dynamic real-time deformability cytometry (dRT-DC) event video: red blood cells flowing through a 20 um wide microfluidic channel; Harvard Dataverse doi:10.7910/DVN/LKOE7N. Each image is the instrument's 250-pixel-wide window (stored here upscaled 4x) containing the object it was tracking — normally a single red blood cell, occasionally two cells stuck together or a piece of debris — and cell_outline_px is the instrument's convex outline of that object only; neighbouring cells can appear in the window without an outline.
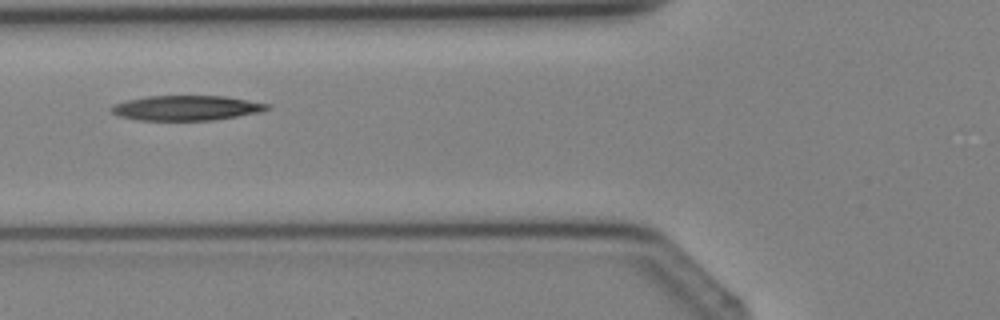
{"species": "Egyptian fruit bat (a non-hibernating species)", "species_latin": "Rousettus aegyptiacus", "temperature_condition": "cold", "stored_images_in_passage": 4, "camera_frame_rate_fps": 3000, "um_per_image_px": 0.085, "animal": {"sex": "female"}, "frame": {"image": 1, "passage_image": 4, "time_ms": 3.333, "image_size_px": [1000, 320], "cell_outline_px": [[272, 108], [260, 112], [212, 120], [140, 120], [120, 116], [112, 112], [108, 108], [116, 104], [128, 100], [148, 96], [224, 96], [268, 104]], "centroid_in_image_um": [15.84, 9.17], "position_along_channel_um": 110.0, "area_um2": 22.31}}